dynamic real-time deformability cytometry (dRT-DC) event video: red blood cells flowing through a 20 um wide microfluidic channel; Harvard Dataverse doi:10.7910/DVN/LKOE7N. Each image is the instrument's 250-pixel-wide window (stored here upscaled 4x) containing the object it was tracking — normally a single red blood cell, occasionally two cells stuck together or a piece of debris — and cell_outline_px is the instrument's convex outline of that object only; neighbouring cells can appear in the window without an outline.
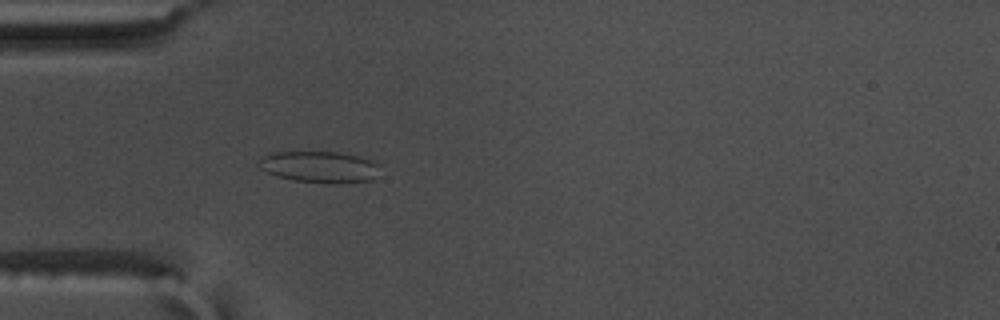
{"species": "common noctule bat (a hibernating species)", "species_latin": "Nyctalus noctula", "temperature_condition": "warm", "stored_images_in_passage": 46, "camera_frame_rate_fps": 3000, "um_per_image_px": 0.085, "animal": {"sex": "male", "body_mass_g": 17.5, "forearm_length_mm": 52.3}, "frame": {"image": 1, "passage_image": 7, "time_ms": 2.0, "image_size_px": [1000, 320], "cell_outline_px": [[380, 176], [372, 180], [340, 184], [332, 184], [296, 180], [276, 176], [260, 168], [256, 164], [264, 156], [272, 152], [340, 152], [360, 156], [372, 160], [380, 164]], "centroid_in_image_um": [27.25, 14.19], "position_along_channel_um": 57.7, "area_um2": 22.6}}
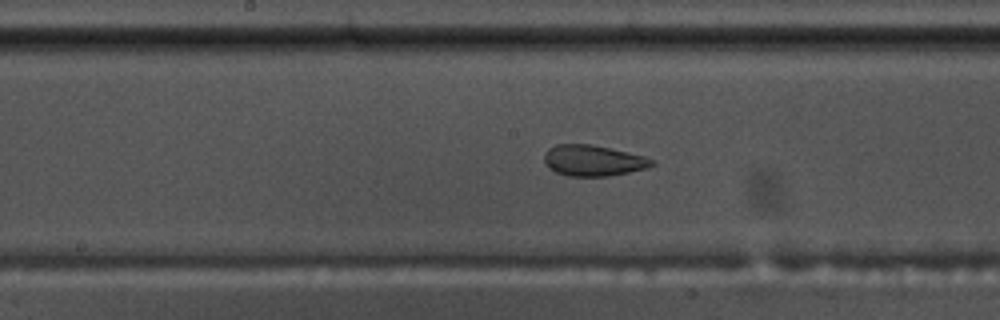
{"frame": {"image": 2, "passage_image": 19, "time_ms": 6.0, "image_size_px": [1000, 320], "cell_outline_px": [[656, 164], [648, 168], [608, 176], [568, 176], [556, 172], [548, 168], [544, 164], [544, 152], [548, 148], [556, 144], [592, 144], [612, 148], [644, 156], [656, 160]], "centroid_in_image_um": [50.42, 13.64], "position_along_channel_um": 197.8, "area_um2": 19.71}}
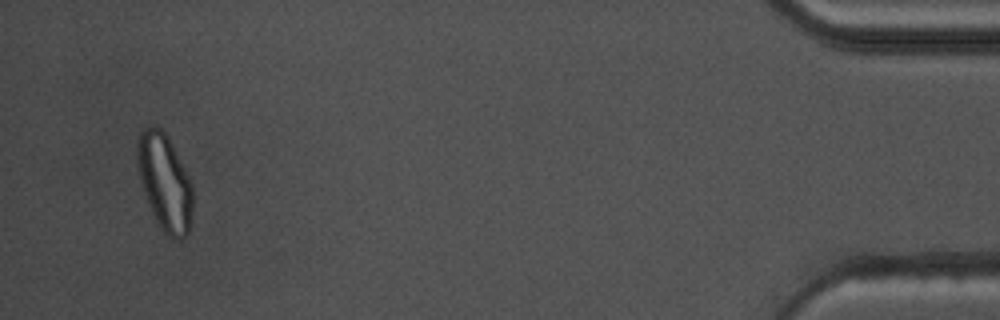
{"frame": {"image": 3, "passage_image": 44, "time_ms": 14.333, "image_size_px": [1000, 320], "cell_outline_px": [[192, 208], [188, 232], [180, 240], [172, 240], [160, 228], [148, 204], [140, 180], [136, 164], [136, 140], [140, 132], [144, 128], [152, 124], [156, 124], [168, 136], [192, 184]], "centroid_in_image_um": [13.96, 15.45], "position_along_channel_um": 421.2, "area_um2": 31.39}, "authors_computed_cell_mechanics": {"area_um2": 21.8195, "velocity_mm_per_s": 3.627, "shape_relaxation_time_tau1_ms": null, "shape_relaxation_time_tau2_ms": 0.9516, "deformation_change_tau1": null, "deformation_change_tau2": 0.0797}}